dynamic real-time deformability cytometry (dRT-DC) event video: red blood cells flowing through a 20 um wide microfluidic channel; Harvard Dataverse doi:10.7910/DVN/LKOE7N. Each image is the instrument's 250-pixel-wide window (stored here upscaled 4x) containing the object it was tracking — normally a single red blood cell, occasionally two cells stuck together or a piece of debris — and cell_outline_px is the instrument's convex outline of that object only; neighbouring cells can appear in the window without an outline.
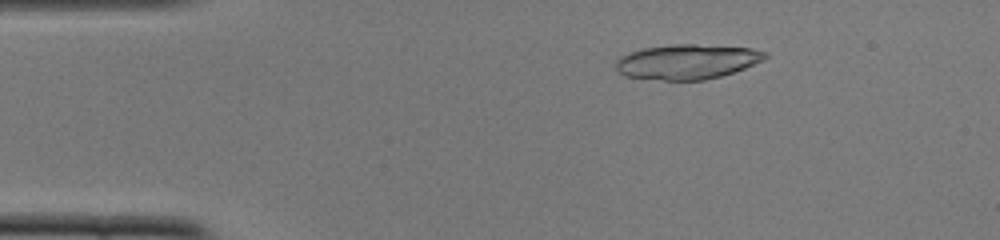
{"species": "common noctule bat (a hibernating species)", "species_latin": "Nyctalus noctula", "temperature_condition": "cold", "stored_images_in_passage": 50, "camera_frame_rate_fps": 3000, "um_per_image_px": 0.085, "animal": {"sex": "female", "body_mass_g": 22.0, "forearm_length_mm": 56.7}, "frame": {"image": 1, "passage_image": 8, "time_ms": 2.333, "image_size_px": [1000, 240], "cell_outline_px": [[768, 56], [764, 60], [744, 68], [720, 76], [704, 80], [664, 80], [624, 76], [616, 72], [616, 60], [620, 56], [628, 52], [644, 48], [672, 44], [696, 44], [752, 48], [768, 52]], "centroid_in_image_um": [58.39, 5.24], "position_along_channel_um": 26.6, "area_um2": 30.46}}